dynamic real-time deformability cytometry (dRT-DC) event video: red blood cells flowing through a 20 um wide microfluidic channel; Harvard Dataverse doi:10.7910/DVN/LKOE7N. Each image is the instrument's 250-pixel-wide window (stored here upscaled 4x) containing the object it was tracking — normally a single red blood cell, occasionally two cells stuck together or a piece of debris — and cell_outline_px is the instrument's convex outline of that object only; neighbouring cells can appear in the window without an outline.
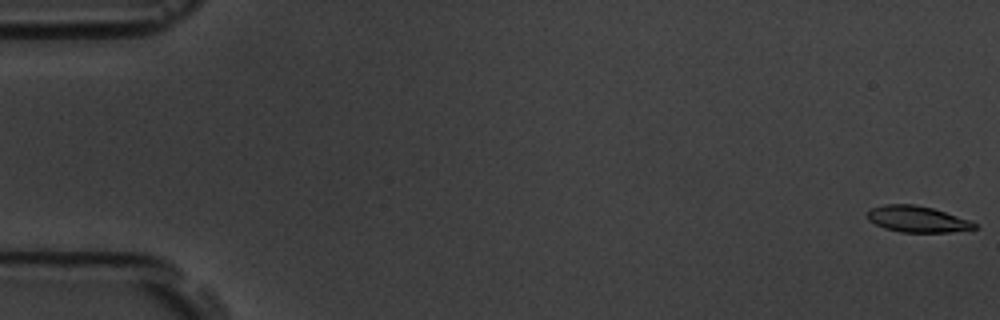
{"species": "common noctule bat (a hibernating species)", "species_latin": "Nyctalus noctula", "temperature_condition": "room temperature", "stored_images_in_passage": 5, "camera_frame_rate_fps": 3000, "um_per_image_px": 0.085, "animal": {"sex": "male", "body_mass_g": 19.5, "forearm_length_mm": 54.6}, "frame": {"image": 1, "passage_image": 1, "time_ms": 0.0, "image_size_px": [1000, 320], "cell_outline_px": [[976, 228], [952, 232], [900, 232], [884, 228], [868, 220], [868, 212], [872, 208], [884, 204], [916, 204], [932, 208], [972, 220], [976, 224]], "centroid_in_image_um": [77.99, 18.62], "position_along_channel_um": 7.0, "area_um2": 16.36}}
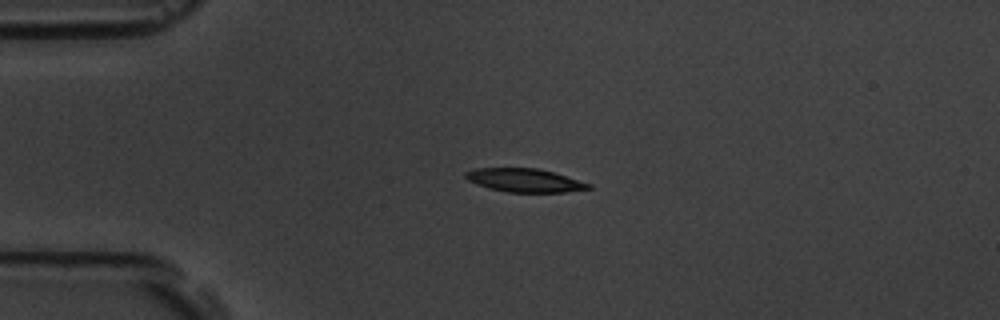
{"frame": {"image": 2, "passage_image": 4, "time_ms": 4.333, "image_size_px": [1000, 320], "cell_outline_px": [[592, 188], [564, 192], [508, 192], [488, 188], [476, 184], [468, 180], [464, 176], [464, 172], [476, 168], [536, 168], [552, 172], [592, 184]], "centroid_in_image_um": [44.56, 15.32], "position_along_channel_um": 40.4, "area_um2": 16.7}}